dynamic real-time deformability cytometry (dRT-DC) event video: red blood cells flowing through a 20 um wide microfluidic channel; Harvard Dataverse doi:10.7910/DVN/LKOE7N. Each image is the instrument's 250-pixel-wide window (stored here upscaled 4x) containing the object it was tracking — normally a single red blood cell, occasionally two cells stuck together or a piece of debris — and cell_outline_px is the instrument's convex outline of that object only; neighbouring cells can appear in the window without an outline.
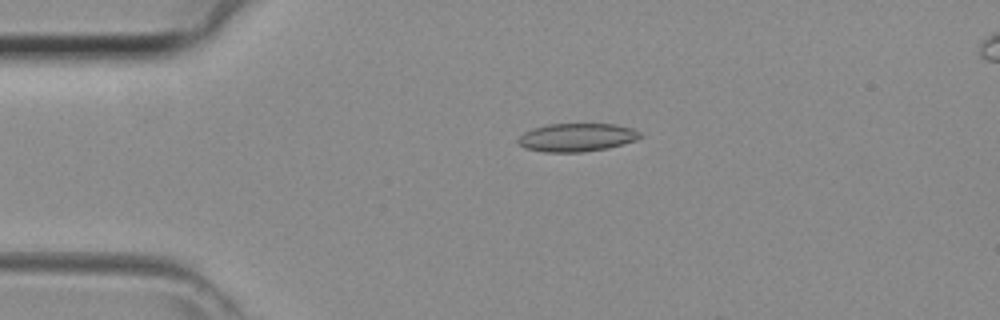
{"species": "common noctule bat (a hibernating species)", "species_latin": "Nyctalus noctula", "temperature_condition": "room temperature", "stored_images_in_passage": 5, "camera_frame_rate_fps": 3000, "um_per_image_px": 0.085, "animal": {"sex": "female", "body_mass_g": 29.2, "forearm_length_mm": 56.3}, "frame": {"image": 1, "passage_image": 2, "time_ms": 0.333, "image_size_px": [1000, 320], "cell_outline_px": [[640, 136], [636, 140], [608, 148], [580, 152], [544, 152], [524, 148], [516, 140], [524, 132], [532, 128], [548, 124], [616, 124], [632, 128], [640, 132]], "centroid_in_image_um": [49.0, 11.68], "position_along_channel_um": 36.0, "area_um2": 20.06}}